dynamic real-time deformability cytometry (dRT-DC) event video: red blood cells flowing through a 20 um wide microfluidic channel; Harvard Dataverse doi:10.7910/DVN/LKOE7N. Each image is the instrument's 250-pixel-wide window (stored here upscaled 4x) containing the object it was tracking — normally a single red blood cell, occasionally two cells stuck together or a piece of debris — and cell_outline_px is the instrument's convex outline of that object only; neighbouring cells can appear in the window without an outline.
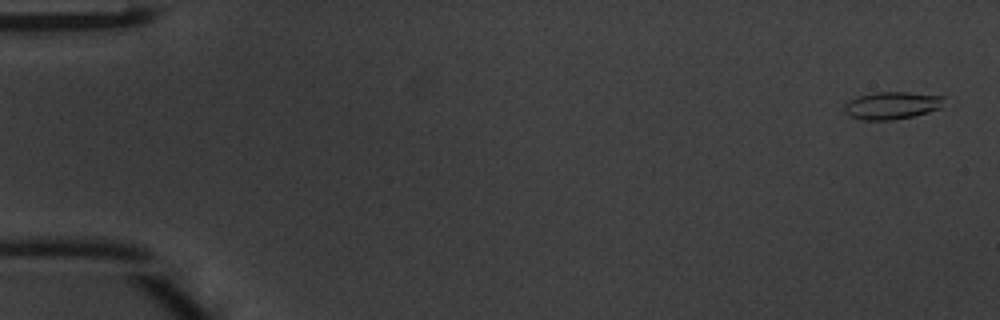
{"species": "common noctule bat (a hibernating species)", "species_latin": "Nyctalus noctula", "temperature_condition": "warm", "stored_images_in_passage": 49, "camera_frame_rate_fps": 3000, "um_per_image_px": 0.085, "animal": {"sex": "male", "body_mass_g": 20.1, "forearm_length_mm": 53.5}, "frame": {"image": 1, "passage_image": 2, "time_ms": 0.333, "image_size_px": [1000, 320], "cell_outline_px": [[944, 96], [940, 108], [928, 112], [912, 116], [892, 120], [860, 120], [844, 112], [844, 104], [860, 96], [876, 92], [908, 92]], "centroid_in_image_um": [75.8, 8.97], "position_along_channel_um": 9.2, "area_um2": 15.72}}
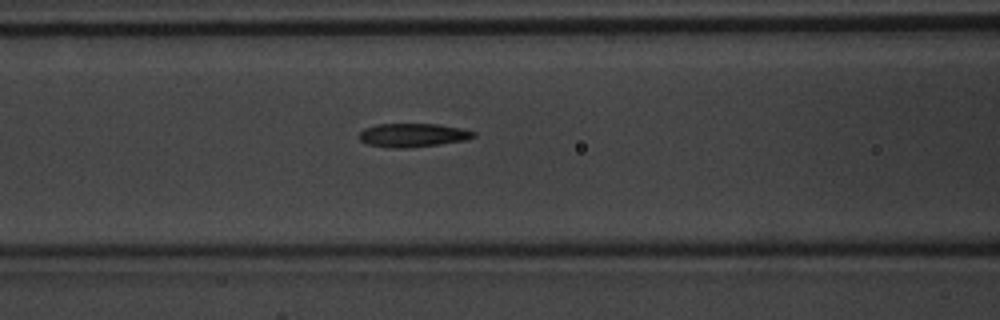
{"frame": {"image": 2, "passage_image": 21, "time_ms": 6.667, "image_size_px": [1000, 320], "cell_outline_px": [[476, 136], [464, 140], [436, 144], [404, 148], [396, 148], [368, 144], [360, 140], [360, 132], [364, 128], [376, 124], [440, 124], [464, 128], [476, 132]], "centroid_in_image_um": [35.11, 11.47], "position_along_channel_um": 131.5, "area_um2": 15.61}}
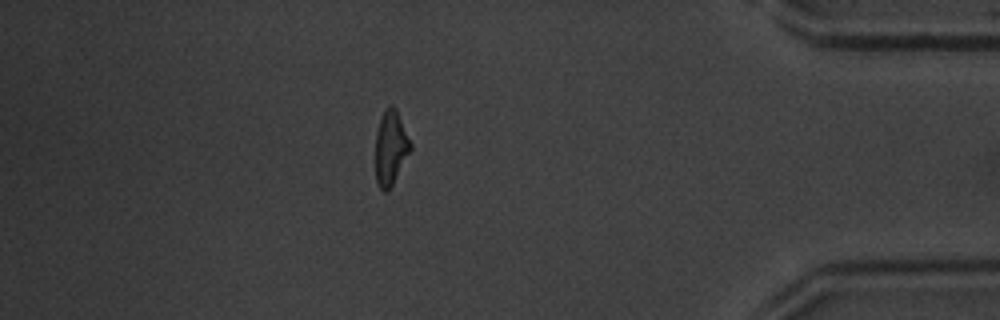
{"frame": {"image": 3, "passage_image": 43, "time_ms": 14.0, "image_size_px": [1000, 320], "cell_outline_px": [[412, 148], [388, 192], [384, 192], [376, 184], [376, 132], [384, 108], [388, 104], [392, 104], [396, 108], [412, 144]], "centroid_in_image_um": [33.2, 12.54], "position_along_channel_um": 402.0, "area_um2": 15.26}, "authors_computed_cell_mechanics": {"area_um2": 15.606, "velocity_mm_per_s": 4.2004, "shape_relaxation_time_tau1_ms": 3.2502, "shape_relaxation_time_tau2_ms": 2.6612, "deformation_change_tau1": 0.1728, "deformation_change_tau2": 0.1296}}